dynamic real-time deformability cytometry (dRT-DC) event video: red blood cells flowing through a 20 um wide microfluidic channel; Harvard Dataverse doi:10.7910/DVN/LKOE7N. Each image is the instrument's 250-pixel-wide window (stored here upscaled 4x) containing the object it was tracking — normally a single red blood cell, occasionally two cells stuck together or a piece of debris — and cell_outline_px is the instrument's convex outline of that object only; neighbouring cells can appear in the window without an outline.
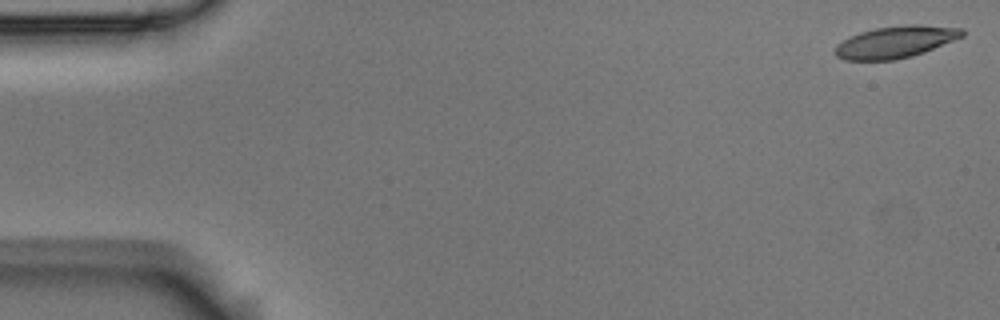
{"species": "Egyptian fruit bat (a non-hibernating species)", "species_latin": "Rousettus aegyptiacus", "temperature_condition": "room temperature", "stored_images_in_passage": 6, "camera_frame_rate_fps": 3000, "um_per_image_px": 0.085, "animal": {"sex": "male"}, "frame": {"image": 1, "passage_image": 1, "time_ms": 0.0, "image_size_px": [1000, 320], "cell_outline_px": [[964, 36], [924, 52], [912, 56], [896, 60], [844, 60], [836, 56], [836, 44], [860, 32], [876, 28], [908, 24], [920, 24], [964, 28]], "centroid_in_image_um": [76.16, 3.56], "position_along_channel_um": 8.8, "area_um2": 23.58}}
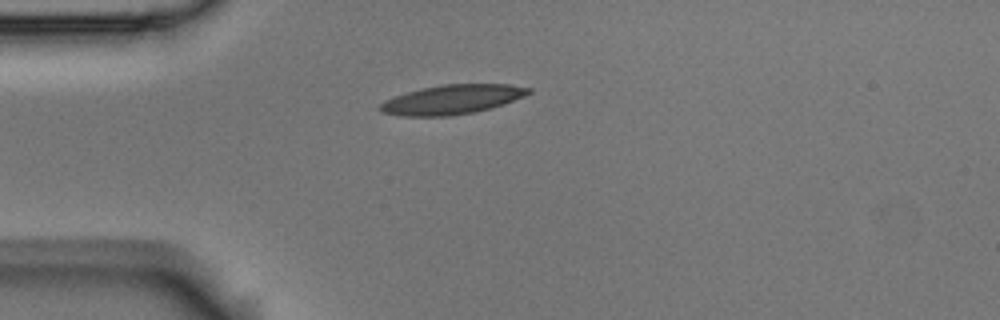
{"frame": {"image": 2, "passage_image": 4, "time_ms": 1.0, "image_size_px": [1000, 320], "cell_outline_px": [[532, 92], [524, 96], [504, 104], [476, 112], [448, 116], [404, 116], [384, 112], [380, 108], [380, 104], [384, 100], [420, 88], [440, 84], [508, 84], [532, 88]], "centroid_in_image_um": [38.47, 8.45], "position_along_channel_um": 46.5, "area_um2": 25.32}}
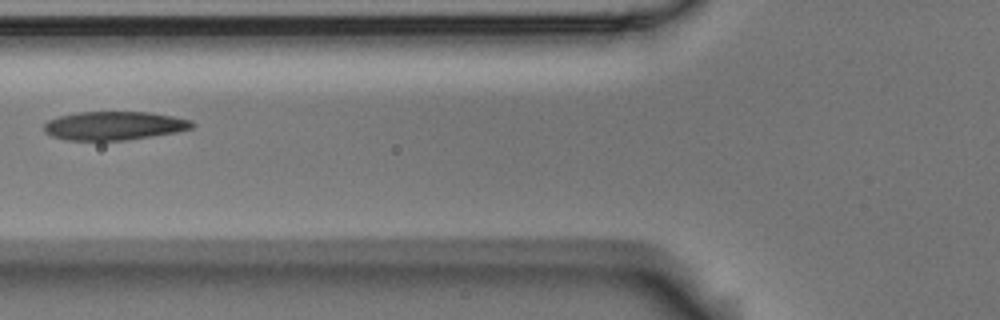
{"frame": {"image": 3, "passage_image": 6, "time_ms": 1.667, "image_size_px": [1000, 320], "cell_outline_px": [[196, 124], [192, 128], [176, 132], [152, 136], [124, 140], [68, 140], [52, 136], [44, 132], [44, 124], [48, 120], [60, 116], [76, 112], [152, 112], [192, 120]], "centroid_in_image_um": [9.71, 10.68], "position_along_channel_um": 116.1, "area_um2": 24.68}}